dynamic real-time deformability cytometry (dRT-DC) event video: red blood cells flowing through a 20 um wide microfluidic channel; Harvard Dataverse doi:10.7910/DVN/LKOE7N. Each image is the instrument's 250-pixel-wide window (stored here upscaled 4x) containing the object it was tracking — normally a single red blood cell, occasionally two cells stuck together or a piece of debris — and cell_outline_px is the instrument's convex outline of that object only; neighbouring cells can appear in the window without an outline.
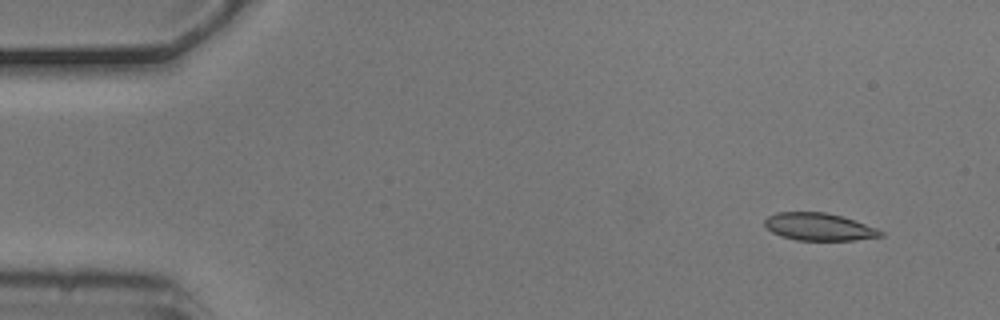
{"species": "common noctule bat (a hibernating species)", "species_latin": "Nyctalus noctula", "temperature_condition": "cold", "stored_images_in_passage": 5, "camera_frame_rate_fps": 3000, "um_per_image_px": 0.085, "animal": {"sex": "male", "body_mass_g": 20.5, "forearm_length_mm": 52.5}, "frame": {"image": 1, "passage_image": 2, "time_ms": 0.333, "image_size_px": [1000, 320], "cell_outline_px": [[884, 236], [856, 240], [796, 240], [780, 236], [772, 232], [764, 224], [764, 220], [768, 216], [776, 212], [824, 212], [840, 216], [876, 228], [884, 232]], "centroid_in_image_um": [69.59, 19.28], "position_along_channel_um": 15.4, "area_um2": 18.44}}
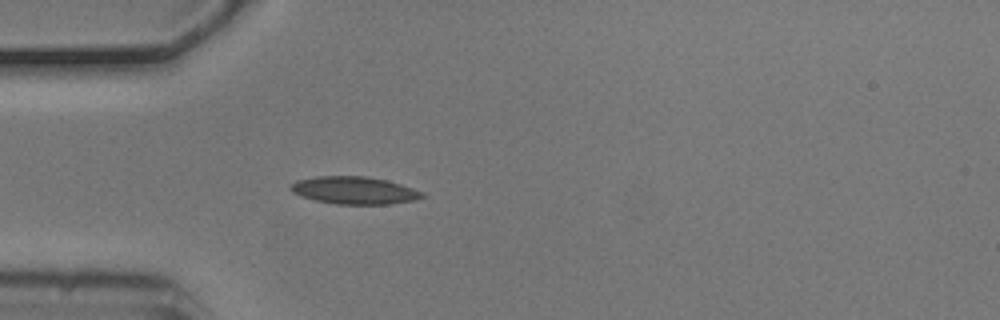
{"frame": {"image": 2, "passage_image": 5, "time_ms": 1.333, "image_size_px": [1000, 320], "cell_outline_px": [[428, 196], [412, 200], [388, 204], [336, 204], [316, 200], [292, 192], [288, 188], [296, 180], [316, 176], [368, 176], [400, 184], [424, 192]], "centroid_in_image_um": [30.12, 16.17], "position_along_channel_um": 54.9, "area_um2": 20.92}}